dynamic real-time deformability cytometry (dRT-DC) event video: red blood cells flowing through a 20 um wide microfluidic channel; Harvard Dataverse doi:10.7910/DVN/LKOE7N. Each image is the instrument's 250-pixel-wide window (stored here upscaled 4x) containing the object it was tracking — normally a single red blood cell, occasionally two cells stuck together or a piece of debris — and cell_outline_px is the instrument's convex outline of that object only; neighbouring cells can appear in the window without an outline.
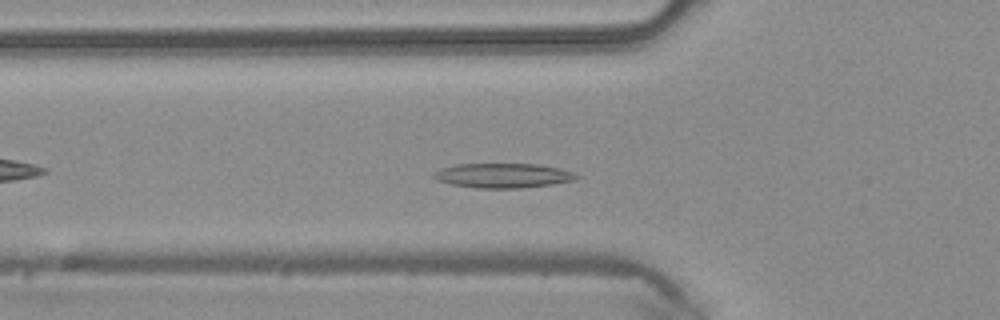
{"species": "common noctule bat (a hibernating species)", "species_latin": "Nyctalus noctula", "temperature_condition": "warm", "stored_images_in_passage": 43, "camera_frame_rate_fps": 3000, "um_per_image_px": 0.085, "animal": {"sex": "male", "body_mass_g": 20.4}, "frame": {"image": 1, "passage_image": 12, "time_ms": 3.667, "image_size_px": [1000, 320], "cell_outline_px": [[580, 176], [576, 180], [552, 184], [520, 188], [476, 188], [452, 184], [436, 180], [432, 176], [432, 172], [440, 168], [456, 164], [536, 164], [560, 168], [572, 172]], "centroid_in_image_um": [42.73, 14.92], "position_along_channel_um": 83.1, "area_um2": 20.52}}
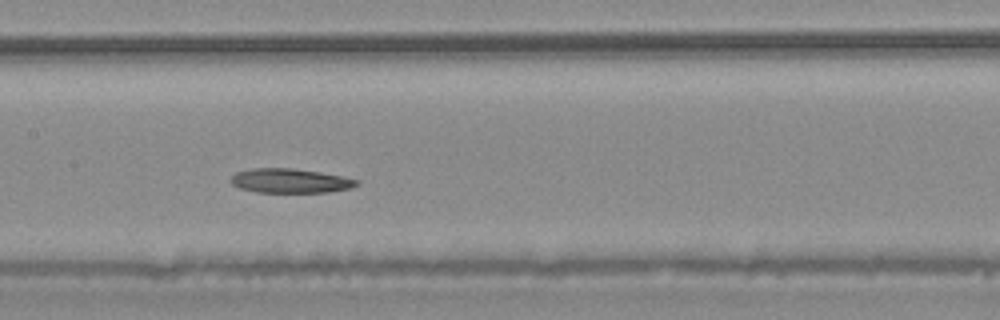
{"frame": {"image": 2, "passage_image": 19, "time_ms": 6.0, "image_size_px": [1000, 320], "cell_outline_px": [[360, 184], [352, 188], [328, 192], [256, 192], [240, 188], [232, 184], [228, 180], [236, 172], [252, 168], [292, 168], [320, 172], [344, 176], [360, 180]], "centroid_in_image_um": [24.69, 15.36], "position_along_channel_um": 182.7, "area_um2": 18.03}}
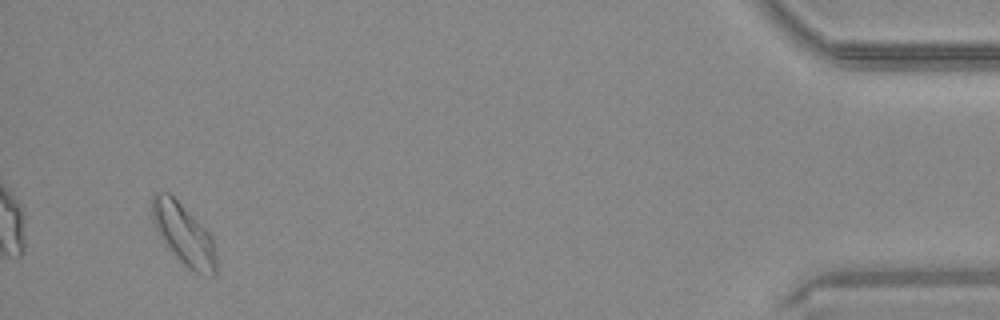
{"frame": {"image": 3, "passage_image": 41, "time_ms": 13.333, "image_size_px": [1000, 320], "cell_outline_px": [[216, 276], [212, 276], [192, 272], [172, 252], [160, 236], [152, 220], [152, 192], [168, 192], [212, 236], [216, 256]], "centroid_in_image_um": [15.62, 19.94], "position_along_channel_um": 419.6, "area_um2": 22.43}}